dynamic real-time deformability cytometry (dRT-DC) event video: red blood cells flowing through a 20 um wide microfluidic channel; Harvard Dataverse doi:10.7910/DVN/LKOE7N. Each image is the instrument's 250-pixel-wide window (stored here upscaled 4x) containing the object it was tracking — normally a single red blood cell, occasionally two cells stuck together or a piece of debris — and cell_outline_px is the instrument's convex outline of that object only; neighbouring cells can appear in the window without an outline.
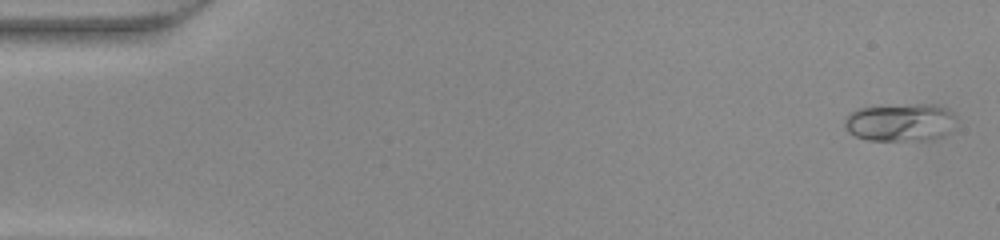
{"species": "common noctule bat (a hibernating species)", "species_latin": "Nyctalus noctula", "temperature_condition": "warm", "stored_images_in_passage": 9, "camera_frame_rate_fps": 3000, "um_per_image_px": 0.085, "animal": {"sex": "female", "body_mass_g": 22.0, "forearm_length_mm": 56.7}, "frame": {"image": 1, "passage_image": 2, "time_ms": 0.333, "image_size_px": [1000, 240], "cell_outline_px": [[956, 116], [948, 132], [944, 136], [932, 140], [868, 140], [856, 136], [848, 132], [844, 124], [844, 120], [848, 112], [856, 108], [916, 104], [932, 104], [948, 108]], "centroid_in_image_um": [76.5, 10.4], "position_along_channel_um": 8.5, "area_um2": 24.74}}